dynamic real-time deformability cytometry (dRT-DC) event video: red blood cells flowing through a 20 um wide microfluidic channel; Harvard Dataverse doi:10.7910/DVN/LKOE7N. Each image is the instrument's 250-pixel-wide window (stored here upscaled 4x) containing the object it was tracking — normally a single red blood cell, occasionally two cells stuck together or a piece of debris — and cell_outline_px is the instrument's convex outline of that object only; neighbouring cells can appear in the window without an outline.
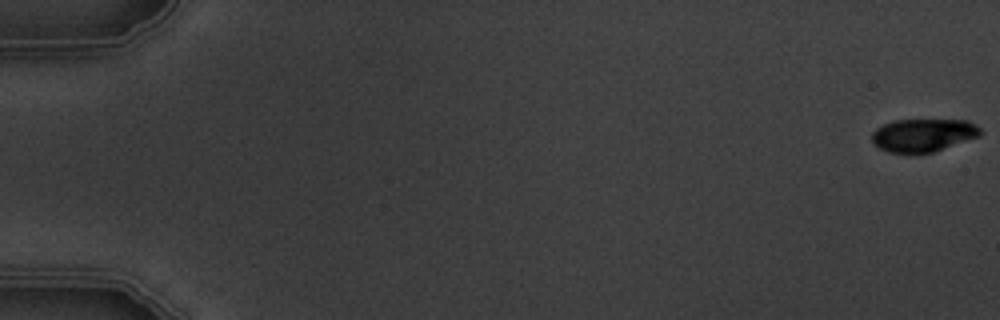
{"species": "common noctule bat (a hibernating species)", "species_latin": "Nyctalus noctula", "temperature_condition": "warm", "stored_images_in_passage": 5, "camera_frame_rate_fps": 3000, "um_per_image_px": 0.085, "animal": {"sex": "male", "body_mass_g": 19.5, "forearm_length_mm": 54.6}, "frame": {"image": 1, "passage_image": 1, "time_ms": 0.0, "image_size_px": [1000, 320], "cell_outline_px": [[980, 136], [932, 152], [912, 156], [888, 152], [880, 148], [872, 140], [872, 132], [876, 128], [884, 124], [896, 120], [968, 120], [976, 124], [980, 128]], "centroid_in_image_um": [78.45, 11.51], "position_along_channel_um": 6.5, "area_um2": 21.15}}
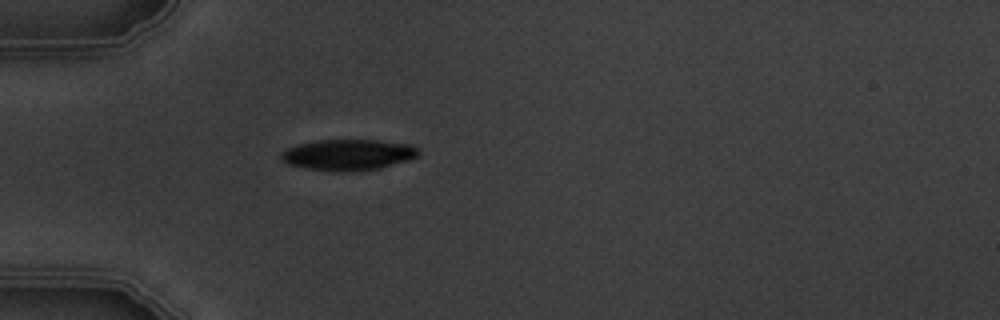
{"frame": {"image": 2, "passage_image": 5, "time_ms": 5.667, "image_size_px": [1000, 320], "cell_outline_px": [[420, 152], [416, 156], [408, 160], [380, 168], [348, 172], [336, 172], [304, 168], [288, 164], [280, 156], [280, 152], [288, 148], [300, 144], [316, 140], [380, 140], [408, 144], [416, 148]], "centroid_in_image_um": [29.57, 13.16], "position_along_channel_um": 55.4, "area_um2": 24.74}}